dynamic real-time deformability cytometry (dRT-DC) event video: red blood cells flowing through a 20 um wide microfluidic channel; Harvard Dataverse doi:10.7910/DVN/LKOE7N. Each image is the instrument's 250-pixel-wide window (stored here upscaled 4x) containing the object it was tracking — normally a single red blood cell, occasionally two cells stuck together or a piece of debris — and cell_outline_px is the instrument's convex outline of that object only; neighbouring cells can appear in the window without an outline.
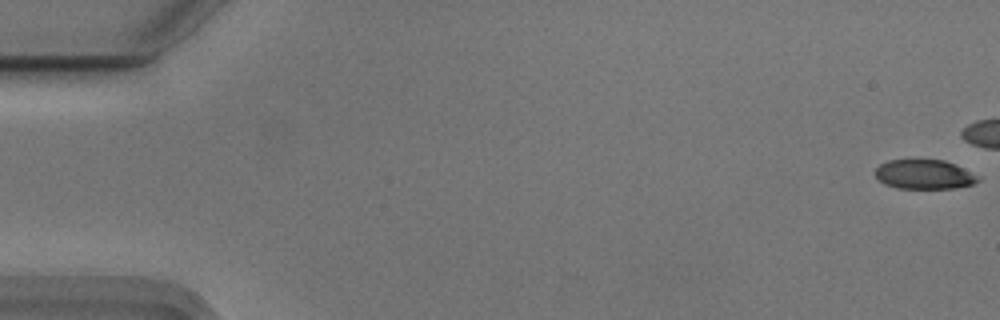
{"species": "Egyptian fruit bat (a non-hibernating species)", "species_latin": "Rousettus aegyptiacus", "temperature_condition": "cold", "stored_images_in_passage": 44, "camera_frame_rate_fps": 3000, "um_per_image_px": 0.085, "animal": {"sex": "male"}, "frame": {"image": 1, "passage_image": 1, "time_ms": 0.0, "image_size_px": [1000, 320], "cell_outline_px": [[980, 180], [972, 184], [956, 188], [896, 188], [884, 184], [876, 176], [876, 168], [880, 164], [888, 160], [944, 160], [956, 164], [976, 176]], "centroid_in_image_um": [78.54, 14.82], "position_along_channel_um": 6.5, "area_um2": 17.4}}
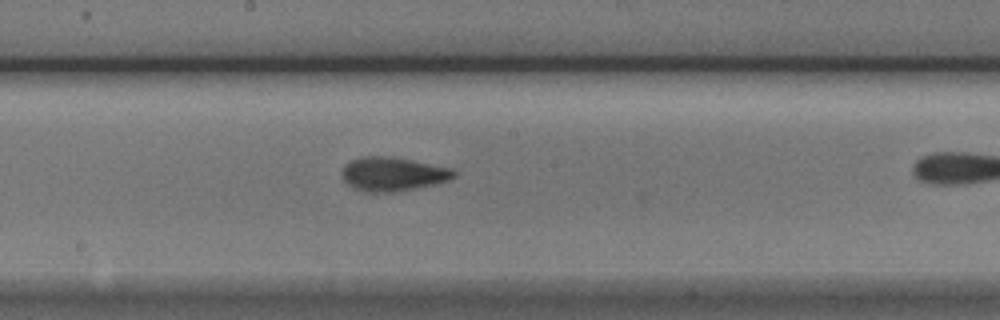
{"frame": {"image": 2, "passage_image": 30, "time_ms": 9.667, "image_size_px": [1000, 320], "cell_outline_px": [[456, 176], [448, 180], [400, 192], [360, 192], [348, 184], [344, 180], [340, 172], [344, 164], [360, 156], [392, 156], [452, 168], [456, 172]], "centroid_in_image_um": [33.35, 14.79], "position_along_channel_um": 214.9, "area_um2": 22.37}}
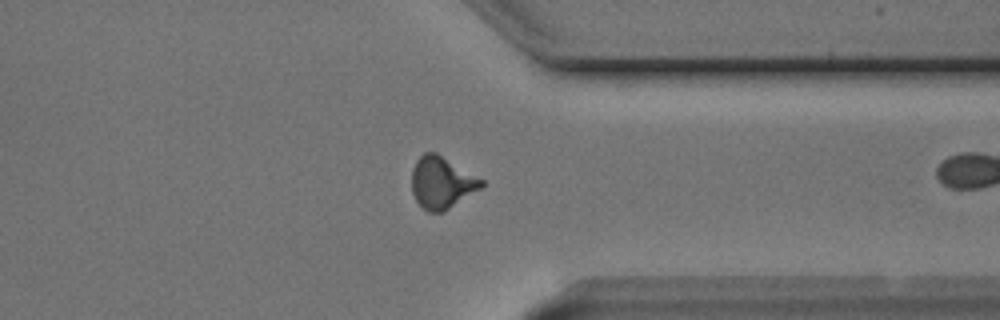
{"frame": {"image": 3, "passage_image": 43, "time_ms": 14.0, "image_size_px": [1000, 320], "cell_outline_px": [[484, 184], [480, 188], [444, 212], [428, 212], [420, 208], [412, 192], [412, 168], [416, 160], [424, 152], [436, 152], [484, 180]], "centroid_in_image_um": [37.51, 15.53], "position_along_channel_um": 373.9, "area_um2": 21.1}}